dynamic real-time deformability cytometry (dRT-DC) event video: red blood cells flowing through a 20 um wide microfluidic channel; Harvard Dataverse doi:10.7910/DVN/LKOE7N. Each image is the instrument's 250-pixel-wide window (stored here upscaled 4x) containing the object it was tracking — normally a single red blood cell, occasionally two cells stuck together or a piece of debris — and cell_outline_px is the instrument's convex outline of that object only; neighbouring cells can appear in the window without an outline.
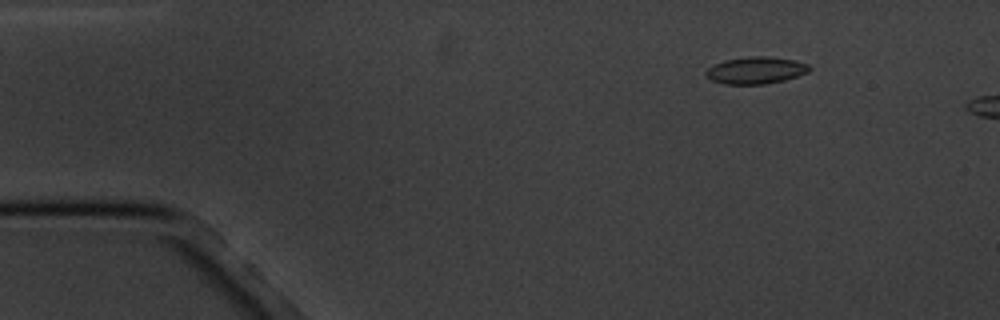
{"species": "common noctule bat (a hibernating species)", "species_latin": "Nyctalus noctula", "temperature_condition": "cold", "stored_images_in_passage": 3, "camera_frame_rate_fps": 3000, "um_per_image_px": 0.085, "animal": {"sex": "male", "body_mass_g": 20.1, "forearm_length_mm": 53.5}, "frame": {"image": 1, "passage_image": 2, "time_ms": 1.0, "image_size_px": [1000, 320], "cell_outline_px": [[812, 68], [808, 72], [784, 80], [764, 84], [724, 84], [712, 80], [704, 72], [708, 68], [724, 60], [748, 56], [768, 56], [796, 60], [808, 64]], "centroid_in_image_um": [64.27, 5.97], "position_along_channel_um": 20.7, "area_um2": 16.24}}